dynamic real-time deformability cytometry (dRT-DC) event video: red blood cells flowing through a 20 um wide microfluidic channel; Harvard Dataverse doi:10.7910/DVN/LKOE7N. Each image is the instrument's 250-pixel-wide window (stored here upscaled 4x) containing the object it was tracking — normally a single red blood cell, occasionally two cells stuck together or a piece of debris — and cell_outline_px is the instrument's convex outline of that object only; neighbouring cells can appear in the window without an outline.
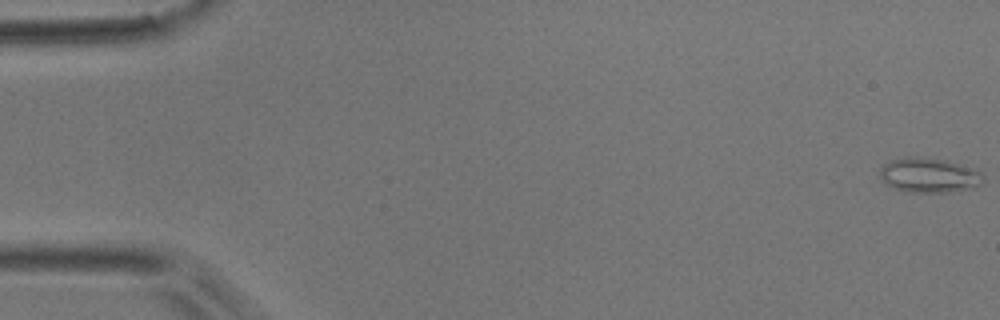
{"species": "common noctule bat (a hibernating species)", "species_latin": "Nyctalus noctula", "temperature_condition": "room temperature", "stored_images_in_passage": 52, "camera_frame_rate_fps": 3000, "um_per_image_px": 0.085, "animal": {"sex": "male", "body_mass_g": 17.9}, "frame": {"image": 1, "passage_image": 1, "time_ms": 0.0, "image_size_px": [1000, 320], "cell_outline_px": [[984, 180], [980, 184], [972, 188], [948, 192], [912, 192], [892, 188], [880, 176], [880, 168], [884, 164], [892, 160], [908, 156], [916, 156], [948, 160], [976, 168], [984, 176]], "centroid_in_image_um": [79.01, 14.88], "position_along_channel_um": 6.0, "area_um2": 21.04}}
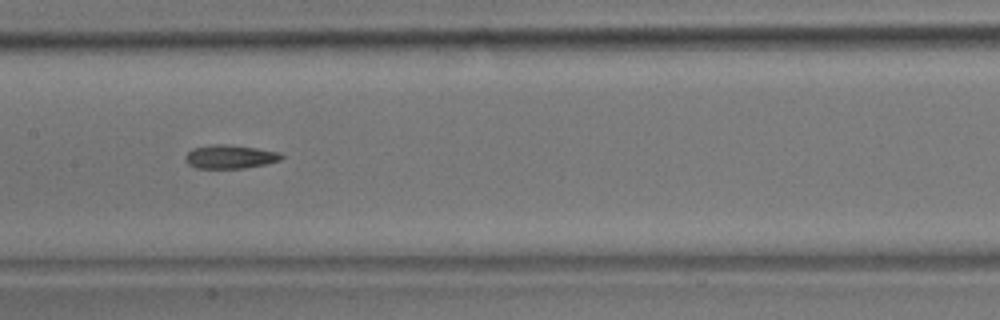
{"frame": {"image": 2, "passage_image": 26, "time_ms": 8.333, "image_size_px": [1000, 320], "cell_outline_px": [[284, 156], [280, 160], [264, 164], [244, 168], [196, 168], [188, 164], [184, 160], [184, 156], [192, 148], [212, 144], [228, 144], [256, 148], [280, 152]], "centroid_in_image_um": [19.52, 13.31], "position_along_channel_um": 187.9, "area_um2": 13.29}}
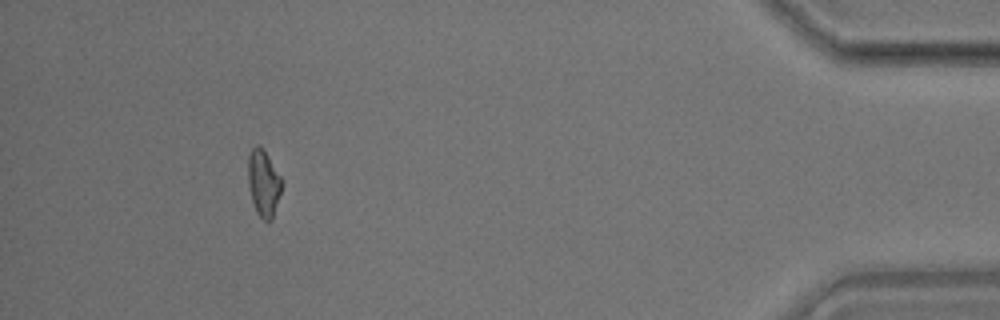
{"frame": {"image": 3, "passage_image": 48, "time_ms": 15.667, "image_size_px": [1000, 320], "cell_outline_px": [[284, 180], [272, 220], [264, 220], [256, 212], [252, 200], [248, 184], [248, 156], [252, 148], [256, 144], [264, 152]], "centroid_in_image_um": [22.4, 15.58], "position_along_channel_um": 412.8, "area_um2": 12.89}, "authors_computed_cell_mechanics": {"area_um2": 13.4674, "velocity_mm_per_s": 3.9084, "shape_relaxation_time_tau1_ms": null, "shape_relaxation_time_tau2_ms": 4.589, "deformation_change_tau1": null, "deformation_change_tau2": 0.1427}}